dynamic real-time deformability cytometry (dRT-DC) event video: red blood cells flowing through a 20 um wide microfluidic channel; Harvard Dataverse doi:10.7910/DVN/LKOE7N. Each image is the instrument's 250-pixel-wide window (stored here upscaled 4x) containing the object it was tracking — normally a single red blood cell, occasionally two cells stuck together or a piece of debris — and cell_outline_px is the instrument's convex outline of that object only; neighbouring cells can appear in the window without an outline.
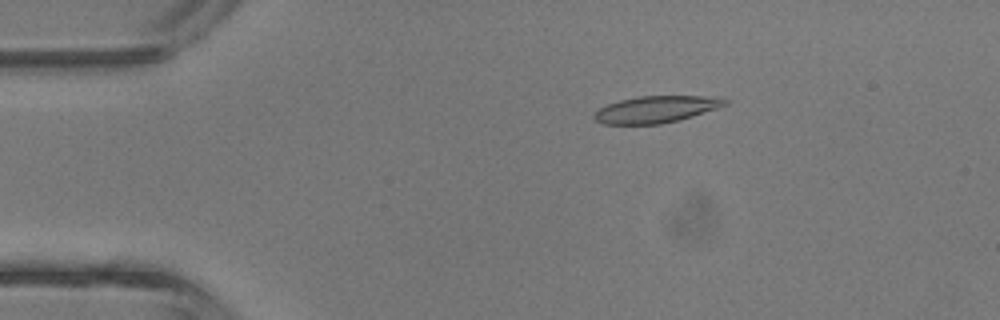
{"species": "common noctule bat (a hibernating species)", "species_latin": "Nyctalus noctula", "temperature_condition": "room temperature", "stored_images_in_passage": 43, "camera_frame_rate_fps": 3000, "um_per_image_px": 0.085, "animal": {"sex": "male", "body_mass_g": 13.3}, "frame": {"image": 1, "passage_image": 8, "time_ms": 2.333, "image_size_px": [1000, 320], "cell_outline_px": [[728, 104], [680, 120], [660, 124], [604, 124], [596, 120], [592, 116], [600, 108], [608, 104], [620, 100], [640, 96], [724, 96], [728, 100]], "centroid_in_image_um": [55.81, 9.28], "position_along_channel_um": 29.2, "area_um2": 20.4}}
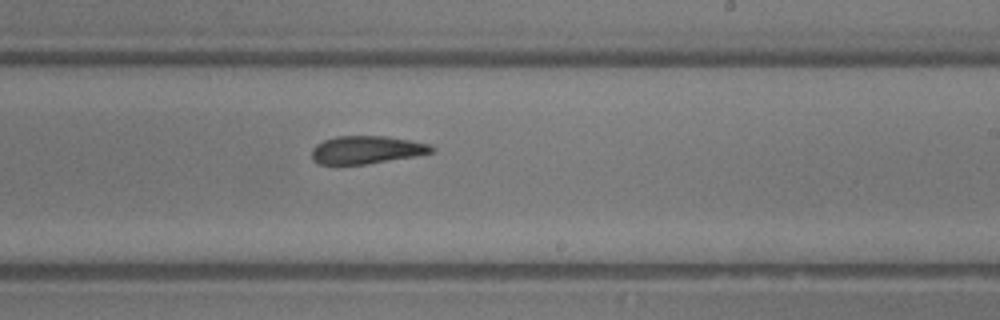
{"frame": {"image": 2, "passage_image": 26, "time_ms": 8.333, "image_size_px": [1000, 320], "cell_outline_px": [[436, 148], [432, 152], [416, 156], [368, 164], [320, 164], [312, 160], [312, 148], [316, 144], [324, 140], [336, 136], [388, 136], [432, 144]], "centroid_in_image_um": [31.18, 12.73], "position_along_channel_um": 257.8, "area_um2": 19.65}}
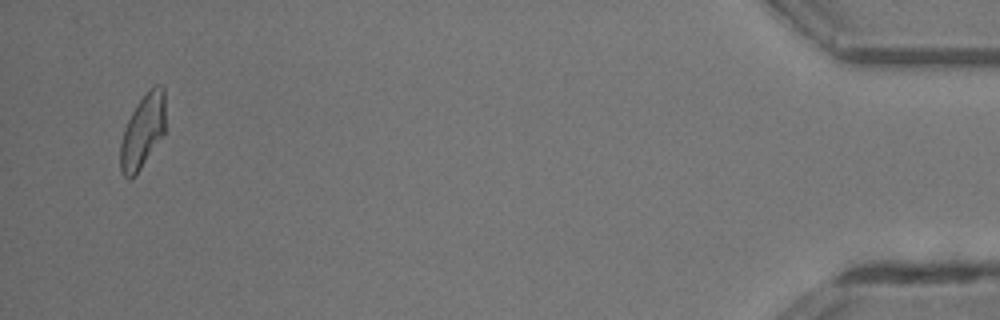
{"frame": {"image": 3, "passage_image": 42, "time_ms": 13.667, "image_size_px": [1000, 320], "cell_outline_px": [[164, 136], [132, 180], [128, 180], [120, 172], [120, 144], [124, 128], [136, 104], [148, 88], [156, 84], [164, 84]], "centroid_in_image_um": [12.13, 11.17], "position_along_channel_um": 423.1, "area_um2": 19.77}}